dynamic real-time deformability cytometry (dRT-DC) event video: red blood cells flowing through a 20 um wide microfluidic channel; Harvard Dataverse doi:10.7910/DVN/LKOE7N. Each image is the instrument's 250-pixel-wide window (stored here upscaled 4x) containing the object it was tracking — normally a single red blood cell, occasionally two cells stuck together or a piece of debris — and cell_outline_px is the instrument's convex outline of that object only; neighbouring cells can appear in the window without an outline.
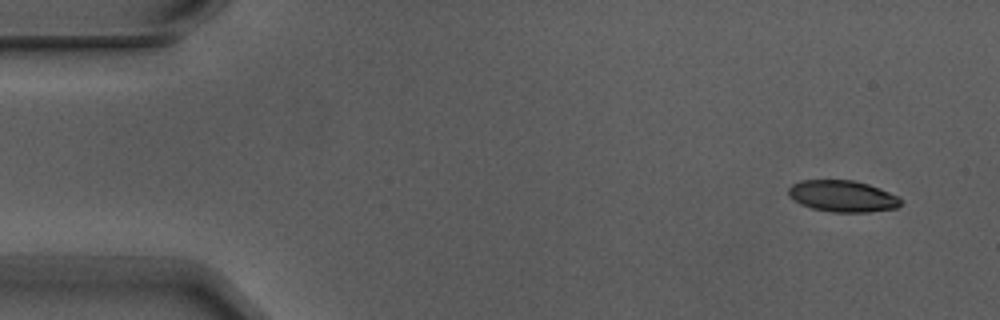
{"species": "Egyptian fruit bat (a non-hibernating species)", "species_latin": "Rousettus aegyptiacus", "temperature_condition": "warm", "stored_images_in_passage": 9, "camera_frame_rate_fps": 3000, "um_per_image_px": 0.085, "animal": {"sex": "male"}, "frame": {"image": 1, "passage_image": 1, "time_ms": 0.0, "image_size_px": [1000, 320], "cell_outline_px": [[904, 200], [896, 208], [868, 212], [832, 212], [812, 208], [800, 204], [788, 196], [788, 188], [792, 184], [800, 180], [852, 180], [868, 184], [880, 188], [900, 196]], "centroid_in_image_um": [71.63, 16.67], "position_along_channel_um": 13.4, "area_um2": 20.81}}
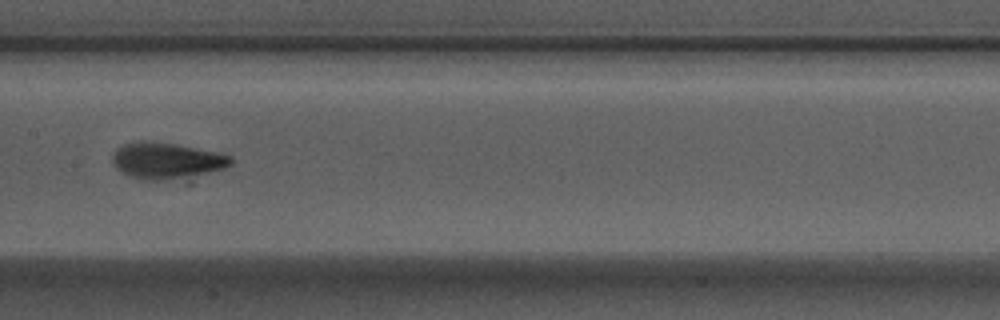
{"frame": {"image": 2, "passage_image": 7, "time_ms": 2.0, "image_size_px": [1000, 320], "cell_outline_px": [[232, 164], [224, 168], [208, 172], [160, 180], [140, 180], [128, 176], [120, 172], [116, 168], [112, 160], [112, 156], [116, 148], [124, 144], [144, 140], [172, 144], [216, 152], [232, 156]], "centroid_in_image_um": [14.08, 13.65], "position_along_channel_um": 193.3, "area_um2": 24.51}}
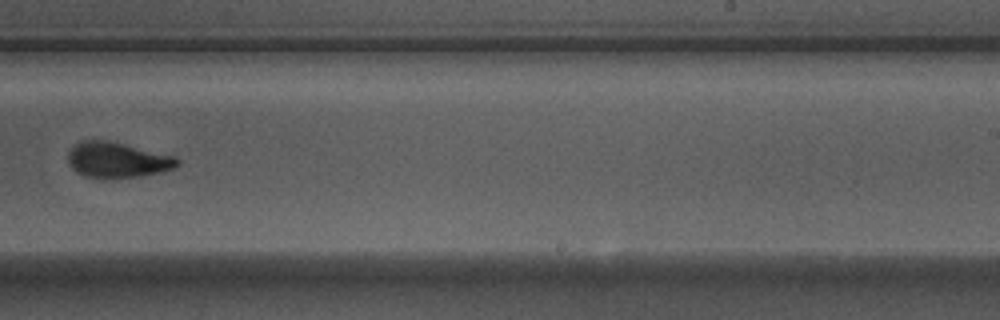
{"frame": {"image": 3, "passage_image": 9, "time_ms": 2.667, "image_size_px": [1000, 320], "cell_outline_px": [[180, 164], [172, 168], [160, 172], [140, 176], [112, 180], [108, 180], [84, 176], [76, 172], [68, 164], [68, 152], [80, 140], [108, 140], [176, 156], [180, 160]], "centroid_in_image_um": [9.96, 13.62], "position_along_channel_um": 279.0, "area_um2": 23.06}}